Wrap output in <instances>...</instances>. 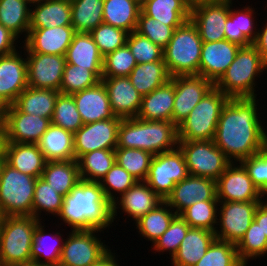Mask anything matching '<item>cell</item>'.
Returning a JSON list of instances; mask_svg holds the SVG:
<instances>
[{
    "label": "cell",
    "instance_id": "cell-1",
    "mask_svg": "<svg viewBox=\"0 0 267 266\" xmlns=\"http://www.w3.org/2000/svg\"><path fill=\"white\" fill-rule=\"evenodd\" d=\"M256 99L229 98L221 110L213 141L232 163L263 150V125Z\"/></svg>",
    "mask_w": 267,
    "mask_h": 266
},
{
    "label": "cell",
    "instance_id": "cell-2",
    "mask_svg": "<svg viewBox=\"0 0 267 266\" xmlns=\"http://www.w3.org/2000/svg\"><path fill=\"white\" fill-rule=\"evenodd\" d=\"M57 216L71 230L104 231L113 223L112 203L105 197L99 182L81 179L64 197Z\"/></svg>",
    "mask_w": 267,
    "mask_h": 266
},
{
    "label": "cell",
    "instance_id": "cell-3",
    "mask_svg": "<svg viewBox=\"0 0 267 266\" xmlns=\"http://www.w3.org/2000/svg\"><path fill=\"white\" fill-rule=\"evenodd\" d=\"M178 147V129L170 121L122 118L118 129L117 148H136L152 155Z\"/></svg>",
    "mask_w": 267,
    "mask_h": 266
},
{
    "label": "cell",
    "instance_id": "cell-4",
    "mask_svg": "<svg viewBox=\"0 0 267 266\" xmlns=\"http://www.w3.org/2000/svg\"><path fill=\"white\" fill-rule=\"evenodd\" d=\"M264 69L266 71L267 65L258 49L253 44L241 46L231 65L214 85L229 98L256 97L255 78L260 77Z\"/></svg>",
    "mask_w": 267,
    "mask_h": 266
},
{
    "label": "cell",
    "instance_id": "cell-5",
    "mask_svg": "<svg viewBox=\"0 0 267 266\" xmlns=\"http://www.w3.org/2000/svg\"><path fill=\"white\" fill-rule=\"evenodd\" d=\"M202 39L191 20L176 28L163 49V60L171 77L199 75Z\"/></svg>",
    "mask_w": 267,
    "mask_h": 266
},
{
    "label": "cell",
    "instance_id": "cell-6",
    "mask_svg": "<svg viewBox=\"0 0 267 266\" xmlns=\"http://www.w3.org/2000/svg\"><path fill=\"white\" fill-rule=\"evenodd\" d=\"M33 216H4L0 221V265L31 261L36 225Z\"/></svg>",
    "mask_w": 267,
    "mask_h": 266
},
{
    "label": "cell",
    "instance_id": "cell-7",
    "mask_svg": "<svg viewBox=\"0 0 267 266\" xmlns=\"http://www.w3.org/2000/svg\"><path fill=\"white\" fill-rule=\"evenodd\" d=\"M228 99L214 86L177 126L178 141L213 140L221 110Z\"/></svg>",
    "mask_w": 267,
    "mask_h": 266
},
{
    "label": "cell",
    "instance_id": "cell-8",
    "mask_svg": "<svg viewBox=\"0 0 267 266\" xmlns=\"http://www.w3.org/2000/svg\"><path fill=\"white\" fill-rule=\"evenodd\" d=\"M36 177L24 174L6 162L0 174V214L32 216Z\"/></svg>",
    "mask_w": 267,
    "mask_h": 266
},
{
    "label": "cell",
    "instance_id": "cell-9",
    "mask_svg": "<svg viewBox=\"0 0 267 266\" xmlns=\"http://www.w3.org/2000/svg\"><path fill=\"white\" fill-rule=\"evenodd\" d=\"M191 176L217 180L232 163L213 140L178 141Z\"/></svg>",
    "mask_w": 267,
    "mask_h": 266
},
{
    "label": "cell",
    "instance_id": "cell-10",
    "mask_svg": "<svg viewBox=\"0 0 267 266\" xmlns=\"http://www.w3.org/2000/svg\"><path fill=\"white\" fill-rule=\"evenodd\" d=\"M188 175L183 153L177 147L172 151L153 155L145 182L162 200H165L176 183Z\"/></svg>",
    "mask_w": 267,
    "mask_h": 266
},
{
    "label": "cell",
    "instance_id": "cell-11",
    "mask_svg": "<svg viewBox=\"0 0 267 266\" xmlns=\"http://www.w3.org/2000/svg\"><path fill=\"white\" fill-rule=\"evenodd\" d=\"M101 231L71 230L69 238L64 240L58 266H90L96 262L110 249L99 236L97 238L96 234Z\"/></svg>",
    "mask_w": 267,
    "mask_h": 266
},
{
    "label": "cell",
    "instance_id": "cell-12",
    "mask_svg": "<svg viewBox=\"0 0 267 266\" xmlns=\"http://www.w3.org/2000/svg\"><path fill=\"white\" fill-rule=\"evenodd\" d=\"M261 202H219L217 225L220 229H215L216 239L237 244L250 227Z\"/></svg>",
    "mask_w": 267,
    "mask_h": 266
},
{
    "label": "cell",
    "instance_id": "cell-13",
    "mask_svg": "<svg viewBox=\"0 0 267 266\" xmlns=\"http://www.w3.org/2000/svg\"><path fill=\"white\" fill-rule=\"evenodd\" d=\"M120 117L84 124L74 133V153L77 161L83 154L104 149L115 150L118 141Z\"/></svg>",
    "mask_w": 267,
    "mask_h": 266
},
{
    "label": "cell",
    "instance_id": "cell-14",
    "mask_svg": "<svg viewBox=\"0 0 267 266\" xmlns=\"http://www.w3.org/2000/svg\"><path fill=\"white\" fill-rule=\"evenodd\" d=\"M229 17V0H207L195 3L190 20L197 27L202 42L225 40V23Z\"/></svg>",
    "mask_w": 267,
    "mask_h": 266
},
{
    "label": "cell",
    "instance_id": "cell-15",
    "mask_svg": "<svg viewBox=\"0 0 267 266\" xmlns=\"http://www.w3.org/2000/svg\"><path fill=\"white\" fill-rule=\"evenodd\" d=\"M5 128L6 142L37 144L51 124L49 118L27 114L14 105L4 108L1 120Z\"/></svg>",
    "mask_w": 267,
    "mask_h": 266
},
{
    "label": "cell",
    "instance_id": "cell-16",
    "mask_svg": "<svg viewBox=\"0 0 267 266\" xmlns=\"http://www.w3.org/2000/svg\"><path fill=\"white\" fill-rule=\"evenodd\" d=\"M236 164L231 163L216 180L219 202L264 201V195L252 182L244 166Z\"/></svg>",
    "mask_w": 267,
    "mask_h": 266
},
{
    "label": "cell",
    "instance_id": "cell-17",
    "mask_svg": "<svg viewBox=\"0 0 267 266\" xmlns=\"http://www.w3.org/2000/svg\"><path fill=\"white\" fill-rule=\"evenodd\" d=\"M171 81L175 93L172 122L178 126L215 85L201 75L174 76Z\"/></svg>",
    "mask_w": 267,
    "mask_h": 266
},
{
    "label": "cell",
    "instance_id": "cell-18",
    "mask_svg": "<svg viewBox=\"0 0 267 266\" xmlns=\"http://www.w3.org/2000/svg\"><path fill=\"white\" fill-rule=\"evenodd\" d=\"M28 86L60 91L66 58L62 55L27 53Z\"/></svg>",
    "mask_w": 267,
    "mask_h": 266
},
{
    "label": "cell",
    "instance_id": "cell-19",
    "mask_svg": "<svg viewBox=\"0 0 267 266\" xmlns=\"http://www.w3.org/2000/svg\"><path fill=\"white\" fill-rule=\"evenodd\" d=\"M218 200L216 181L210 178L188 175L176 183L164 200L176 214L198 201Z\"/></svg>",
    "mask_w": 267,
    "mask_h": 266
},
{
    "label": "cell",
    "instance_id": "cell-20",
    "mask_svg": "<svg viewBox=\"0 0 267 266\" xmlns=\"http://www.w3.org/2000/svg\"><path fill=\"white\" fill-rule=\"evenodd\" d=\"M27 87L26 58L19 51L0 56V104L4 108L13 105Z\"/></svg>",
    "mask_w": 267,
    "mask_h": 266
},
{
    "label": "cell",
    "instance_id": "cell-21",
    "mask_svg": "<svg viewBox=\"0 0 267 266\" xmlns=\"http://www.w3.org/2000/svg\"><path fill=\"white\" fill-rule=\"evenodd\" d=\"M75 33L72 26L29 28L23 49L27 53L65 56Z\"/></svg>",
    "mask_w": 267,
    "mask_h": 266
},
{
    "label": "cell",
    "instance_id": "cell-22",
    "mask_svg": "<svg viewBox=\"0 0 267 266\" xmlns=\"http://www.w3.org/2000/svg\"><path fill=\"white\" fill-rule=\"evenodd\" d=\"M112 113L120 118H135L139 112L142 95L132 85L128 76L102 77Z\"/></svg>",
    "mask_w": 267,
    "mask_h": 266
},
{
    "label": "cell",
    "instance_id": "cell-23",
    "mask_svg": "<svg viewBox=\"0 0 267 266\" xmlns=\"http://www.w3.org/2000/svg\"><path fill=\"white\" fill-rule=\"evenodd\" d=\"M240 47L228 40L203 42L199 75L215 84L231 65Z\"/></svg>",
    "mask_w": 267,
    "mask_h": 266
},
{
    "label": "cell",
    "instance_id": "cell-24",
    "mask_svg": "<svg viewBox=\"0 0 267 266\" xmlns=\"http://www.w3.org/2000/svg\"><path fill=\"white\" fill-rule=\"evenodd\" d=\"M162 201L145 181H137L112 203V220L114 222L115 216L118 215L117 209L120 208L128 217H132L131 220L137 221L141 216L152 211Z\"/></svg>",
    "mask_w": 267,
    "mask_h": 266
},
{
    "label": "cell",
    "instance_id": "cell-25",
    "mask_svg": "<svg viewBox=\"0 0 267 266\" xmlns=\"http://www.w3.org/2000/svg\"><path fill=\"white\" fill-rule=\"evenodd\" d=\"M72 96L84 124L111 119L115 116L111 111L108 93L102 81Z\"/></svg>",
    "mask_w": 267,
    "mask_h": 266
},
{
    "label": "cell",
    "instance_id": "cell-26",
    "mask_svg": "<svg viewBox=\"0 0 267 266\" xmlns=\"http://www.w3.org/2000/svg\"><path fill=\"white\" fill-rule=\"evenodd\" d=\"M66 63L91 70L100 80L103 72V56L90 33L76 32L69 45Z\"/></svg>",
    "mask_w": 267,
    "mask_h": 266
},
{
    "label": "cell",
    "instance_id": "cell-27",
    "mask_svg": "<svg viewBox=\"0 0 267 266\" xmlns=\"http://www.w3.org/2000/svg\"><path fill=\"white\" fill-rule=\"evenodd\" d=\"M5 162L33 177H41L46 160L37 144L5 142Z\"/></svg>",
    "mask_w": 267,
    "mask_h": 266
},
{
    "label": "cell",
    "instance_id": "cell-28",
    "mask_svg": "<svg viewBox=\"0 0 267 266\" xmlns=\"http://www.w3.org/2000/svg\"><path fill=\"white\" fill-rule=\"evenodd\" d=\"M31 5L35 7L31 8L29 28L72 26L70 1L42 0Z\"/></svg>",
    "mask_w": 267,
    "mask_h": 266
},
{
    "label": "cell",
    "instance_id": "cell-29",
    "mask_svg": "<svg viewBox=\"0 0 267 266\" xmlns=\"http://www.w3.org/2000/svg\"><path fill=\"white\" fill-rule=\"evenodd\" d=\"M232 0H229V17L225 23V40L240 46H249L257 38V24L254 23L253 8L245 6L244 9H232ZM256 25V26H255Z\"/></svg>",
    "mask_w": 267,
    "mask_h": 266
},
{
    "label": "cell",
    "instance_id": "cell-30",
    "mask_svg": "<svg viewBox=\"0 0 267 266\" xmlns=\"http://www.w3.org/2000/svg\"><path fill=\"white\" fill-rule=\"evenodd\" d=\"M215 239L214 232L190 227L178 251L171 259V264L173 266L196 265Z\"/></svg>",
    "mask_w": 267,
    "mask_h": 266
},
{
    "label": "cell",
    "instance_id": "cell-31",
    "mask_svg": "<svg viewBox=\"0 0 267 266\" xmlns=\"http://www.w3.org/2000/svg\"><path fill=\"white\" fill-rule=\"evenodd\" d=\"M174 98V83L170 80L148 95L142 96L141 106L136 117L142 120L172 122Z\"/></svg>",
    "mask_w": 267,
    "mask_h": 266
},
{
    "label": "cell",
    "instance_id": "cell-32",
    "mask_svg": "<svg viewBox=\"0 0 267 266\" xmlns=\"http://www.w3.org/2000/svg\"><path fill=\"white\" fill-rule=\"evenodd\" d=\"M37 145L46 162L75 159L74 133L52 123Z\"/></svg>",
    "mask_w": 267,
    "mask_h": 266
},
{
    "label": "cell",
    "instance_id": "cell-33",
    "mask_svg": "<svg viewBox=\"0 0 267 266\" xmlns=\"http://www.w3.org/2000/svg\"><path fill=\"white\" fill-rule=\"evenodd\" d=\"M140 0H104L103 22L128 33L136 31Z\"/></svg>",
    "mask_w": 267,
    "mask_h": 266
},
{
    "label": "cell",
    "instance_id": "cell-34",
    "mask_svg": "<svg viewBox=\"0 0 267 266\" xmlns=\"http://www.w3.org/2000/svg\"><path fill=\"white\" fill-rule=\"evenodd\" d=\"M60 91L54 89H37L28 86L14 102V106L27 114L52 119L57 96Z\"/></svg>",
    "mask_w": 267,
    "mask_h": 266
},
{
    "label": "cell",
    "instance_id": "cell-35",
    "mask_svg": "<svg viewBox=\"0 0 267 266\" xmlns=\"http://www.w3.org/2000/svg\"><path fill=\"white\" fill-rule=\"evenodd\" d=\"M141 10L168 26H182L190 20L191 8L183 0H142Z\"/></svg>",
    "mask_w": 267,
    "mask_h": 266
},
{
    "label": "cell",
    "instance_id": "cell-36",
    "mask_svg": "<svg viewBox=\"0 0 267 266\" xmlns=\"http://www.w3.org/2000/svg\"><path fill=\"white\" fill-rule=\"evenodd\" d=\"M41 178L65 197L81 180L78 162L75 159L46 162Z\"/></svg>",
    "mask_w": 267,
    "mask_h": 266
},
{
    "label": "cell",
    "instance_id": "cell-37",
    "mask_svg": "<svg viewBox=\"0 0 267 266\" xmlns=\"http://www.w3.org/2000/svg\"><path fill=\"white\" fill-rule=\"evenodd\" d=\"M41 222L35 228L31 247V261L43 266H58L65 239L61 237L60 232H56L54 235L49 234V232L47 234Z\"/></svg>",
    "mask_w": 267,
    "mask_h": 266
},
{
    "label": "cell",
    "instance_id": "cell-38",
    "mask_svg": "<svg viewBox=\"0 0 267 266\" xmlns=\"http://www.w3.org/2000/svg\"><path fill=\"white\" fill-rule=\"evenodd\" d=\"M128 77L142 96L148 95L171 80L164 61L137 64Z\"/></svg>",
    "mask_w": 267,
    "mask_h": 266
},
{
    "label": "cell",
    "instance_id": "cell-39",
    "mask_svg": "<svg viewBox=\"0 0 267 266\" xmlns=\"http://www.w3.org/2000/svg\"><path fill=\"white\" fill-rule=\"evenodd\" d=\"M30 4L28 0H0V24L17 38L25 33L24 40L29 32Z\"/></svg>",
    "mask_w": 267,
    "mask_h": 266
},
{
    "label": "cell",
    "instance_id": "cell-40",
    "mask_svg": "<svg viewBox=\"0 0 267 266\" xmlns=\"http://www.w3.org/2000/svg\"><path fill=\"white\" fill-rule=\"evenodd\" d=\"M176 215L175 211L163 200L152 211L135 221V225L139 230L138 233L153 244L168 229Z\"/></svg>",
    "mask_w": 267,
    "mask_h": 266
},
{
    "label": "cell",
    "instance_id": "cell-41",
    "mask_svg": "<svg viewBox=\"0 0 267 266\" xmlns=\"http://www.w3.org/2000/svg\"><path fill=\"white\" fill-rule=\"evenodd\" d=\"M104 0H73L71 22L75 32L90 33L103 23Z\"/></svg>",
    "mask_w": 267,
    "mask_h": 266
},
{
    "label": "cell",
    "instance_id": "cell-42",
    "mask_svg": "<svg viewBox=\"0 0 267 266\" xmlns=\"http://www.w3.org/2000/svg\"><path fill=\"white\" fill-rule=\"evenodd\" d=\"M77 162L82 180L99 182L116 163L115 150L91 151L83 154Z\"/></svg>",
    "mask_w": 267,
    "mask_h": 266
},
{
    "label": "cell",
    "instance_id": "cell-43",
    "mask_svg": "<svg viewBox=\"0 0 267 266\" xmlns=\"http://www.w3.org/2000/svg\"><path fill=\"white\" fill-rule=\"evenodd\" d=\"M219 200L198 201L186 209L179 215L192 228L206 229L215 232L217 228V213Z\"/></svg>",
    "mask_w": 267,
    "mask_h": 266
},
{
    "label": "cell",
    "instance_id": "cell-44",
    "mask_svg": "<svg viewBox=\"0 0 267 266\" xmlns=\"http://www.w3.org/2000/svg\"><path fill=\"white\" fill-rule=\"evenodd\" d=\"M116 162L138 181H145L153 155L136 148H116Z\"/></svg>",
    "mask_w": 267,
    "mask_h": 266
},
{
    "label": "cell",
    "instance_id": "cell-45",
    "mask_svg": "<svg viewBox=\"0 0 267 266\" xmlns=\"http://www.w3.org/2000/svg\"><path fill=\"white\" fill-rule=\"evenodd\" d=\"M63 201V195L59 194L41 177L37 178L32 206V216L34 218L42 220L40 219L42 211L46 212V215L51 213L56 217L61 210Z\"/></svg>",
    "mask_w": 267,
    "mask_h": 266
},
{
    "label": "cell",
    "instance_id": "cell-46",
    "mask_svg": "<svg viewBox=\"0 0 267 266\" xmlns=\"http://www.w3.org/2000/svg\"><path fill=\"white\" fill-rule=\"evenodd\" d=\"M240 261L247 266L248 260L262 257L267 253V236L255 220L236 244Z\"/></svg>",
    "mask_w": 267,
    "mask_h": 266
},
{
    "label": "cell",
    "instance_id": "cell-47",
    "mask_svg": "<svg viewBox=\"0 0 267 266\" xmlns=\"http://www.w3.org/2000/svg\"><path fill=\"white\" fill-rule=\"evenodd\" d=\"M194 266H245L239 259L236 244L215 239Z\"/></svg>",
    "mask_w": 267,
    "mask_h": 266
},
{
    "label": "cell",
    "instance_id": "cell-48",
    "mask_svg": "<svg viewBox=\"0 0 267 266\" xmlns=\"http://www.w3.org/2000/svg\"><path fill=\"white\" fill-rule=\"evenodd\" d=\"M51 123L73 133L84 125L72 95L59 93Z\"/></svg>",
    "mask_w": 267,
    "mask_h": 266
},
{
    "label": "cell",
    "instance_id": "cell-49",
    "mask_svg": "<svg viewBox=\"0 0 267 266\" xmlns=\"http://www.w3.org/2000/svg\"><path fill=\"white\" fill-rule=\"evenodd\" d=\"M101 80L89 69L66 63L60 93L72 95L95 86Z\"/></svg>",
    "mask_w": 267,
    "mask_h": 266
},
{
    "label": "cell",
    "instance_id": "cell-50",
    "mask_svg": "<svg viewBox=\"0 0 267 266\" xmlns=\"http://www.w3.org/2000/svg\"><path fill=\"white\" fill-rule=\"evenodd\" d=\"M137 181L138 180L134 176L128 173L116 162L99 183L103 189L105 197L113 203L117 199L116 192L121 196Z\"/></svg>",
    "mask_w": 267,
    "mask_h": 266
},
{
    "label": "cell",
    "instance_id": "cell-51",
    "mask_svg": "<svg viewBox=\"0 0 267 266\" xmlns=\"http://www.w3.org/2000/svg\"><path fill=\"white\" fill-rule=\"evenodd\" d=\"M90 34L103 57L125 46L129 35L128 32L104 22L93 29Z\"/></svg>",
    "mask_w": 267,
    "mask_h": 266
},
{
    "label": "cell",
    "instance_id": "cell-52",
    "mask_svg": "<svg viewBox=\"0 0 267 266\" xmlns=\"http://www.w3.org/2000/svg\"><path fill=\"white\" fill-rule=\"evenodd\" d=\"M180 26H168L150 16L142 10L139 14L136 32L147 37L154 44L164 49L172 38L174 30Z\"/></svg>",
    "mask_w": 267,
    "mask_h": 266
},
{
    "label": "cell",
    "instance_id": "cell-53",
    "mask_svg": "<svg viewBox=\"0 0 267 266\" xmlns=\"http://www.w3.org/2000/svg\"><path fill=\"white\" fill-rule=\"evenodd\" d=\"M190 226L185 222V220L177 214L172 222L170 223L168 229L153 243V250L156 252L167 251L170 254L171 259L178 251V248L185 238Z\"/></svg>",
    "mask_w": 267,
    "mask_h": 266
},
{
    "label": "cell",
    "instance_id": "cell-54",
    "mask_svg": "<svg viewBox=\"0 0 267 266\" xmlns=\"http://www.w3.org/2000/svg\"><path fill=\"white\" fill-rule=\"evenodd\" d=\"M136 65L135 57L129 47L125 45L114 52L108 53L103 58L102 77L129 76Z\"/></svg>",
    "mask_w": 267,
    "mask_h": 266
},
{
    "label": "cell",
    "instance_id": "cell-55",
    "mask_svg": "<svg viewBox=\"0 0 267 266\" xmlns=\"http://www.w3.org/2000/svg\"><path fill=\"white\" fill-rule=\"evenodd\" d=\"M126 45L135 57L137 64L164 61L163 49L136 31L129 33Z\"/></svg>",
    "mask_w": 267,
    "mask_h": 266
},
{
    "label": "cell",
    "instance_id": "cell-56",
    "mask_svg": "<svg viewBox=\"0 0 267 266\" xmlns=\"http://www.w3.org/2000/svg\"><path fill=\"white\" fill-rule=\"evenodd\" d=\"M264 197L267 195V153L263 150L240 162Z\"/></svg>",
    "mask_w": 267,
    "mask_h": 266
},
{
    "label": "cell",
    "instance_id": "cell-57",
    "mask_svg": "<svg viewBox=\"0 0 267 266\" xmlns=\"http://www.w3.org/2000/svg\"><path fill=\"white\" fill-rule=\"evenodd\" d=\"M16 40L18 38L0 24V56L10 55L16 52Z\"/></svg>",
    "mask_w": 267,
    "mask_h": 266
},
{
    "label": "cell",
    "instance_id": "cell-58",
    "mask_svg": "<svg viewBox=\"0 0 267 266\" xmlns=\"http://www.w3.org/2000/svg\"><path fill=\"white\" fill-rule=\"evenodd\" d=\"M263 27L262 29L259 28L253 45L258 49L263 61L267 65V23Z\"/></svg>",
    "mask_w": 267,
    "mask_h": 266
},
{
    "label": "cell",
    "instance_id": "cell-59",
    "mask_svg": "<svg viewBox=\"0 0 267 266\" xmlns=\"http://www.w3.org/2000/svg\"><path fill=\"white\" fill-rule=\"evenodd\" d=\"M254 220L260 226L261 231L263 234L267 236V201H262L254 214Z\"/></svg>",
    "mask_w": 267,
    "mask_h": 266
},
{
    "label": "cell",
    "instance_id": "cell-60",
    "mask_svg": "<svg viewBox=\"0 0 267 266\" xmlns=\"http://www.w3.org/2000/svg\"><path fill=\"white\" fill-rule=\"evenodd\" d=\"M115 253H113L110 249L100 257L96 262L91 264L90 266H120L117 263V258H115Z\"/></svg>",
    "mask_w": 267,
    "mask_h": 266
},
{
    "label": "cell",
    "instance_id": "cell-61",
    "mask_svg": "<svg viewBox=\"0 0 267 266\" xmlns=\"http://www.w3.org/2000/svg\"><path fill=\"white\" fill-rule=\"evenodd\" d=\"M5 142V128L3 122L0 120V155L4 152Z\"/></svg>",
    "mask_w": 267,
    "mask_h": 266
},
{
    "label": "cell",
    "instance_id": "cell-62",
    "mask_svg": "<svg viewBox=\"0 0 267 266\" xmlns=\"http://www.w3.org/2000/svg\"><path fill=\"white\" fill-rule=\"evenodd\" d=\"M0 266H43V265H40L35 261H30V262H27V263L9 264V265H0Z\"/></svg>",
    "mask_w": 267,
    "mask_h": 266
},
{
    "label": "cell",
    "instance_id": "cell-63",
    "mask_svg": "<svg viewBox=\"0 0 267 266\" xmlns=\"http://www.w3.org/2000/svg\"><path fill=\"white\" fill-rule=\"evenodd\" d=\"M263 151L267 153V131L263 127Z\"/></svg>",
    "mask_w": 267,
    "mask_h": 266
},
{
    "label": "cell",
    "instance_id": "cell-64",
    "mask_svg": "<svg viewBox=\"0 0 267 266\" xmlns=\"http://www.w3.org/2000/svg\"><path fill=\"white\" fill-rule=\"evenodd\" d=\"M4 163H5V153L3 152L0 155V174H1L2 166H3Z\"/></svg>",
    "mask_w": 267,
    "mask_h": 266
},
{
    "label": "cell",
    "instance_id": "cell-65",
    "mask_svg": "<svg viewBox=\"0 0 267 266\" xmlns=\"http://www.w3.org/2000/svg\"><path fill=\"white\" fill-rule=\"evenodd\" d=\"M190 8L195 4L192 0H183Z\"/></svg>",
    "mask_w": 267,
    "mask_h": 266
},
{
    "label": "cell",
    "instance_id": "cell-66",
    "mask_svg": "<svg viewBox=\"0 0 267 266\" xmlns=\"http://www.w3.org/2000/svg\"><path fill=\"white\" fill-rule=\"evenodd\" d=\"M3 115H4V107L0 104V120H2Z\"/></svg>",
    "mask_w": 267,
    "mask_h": 266
},
{
    "label": "cell",
    "instance_id": "cell-67",
    "mask_svg": "<svg viewBox=\"0 0 267 266\" xmlns=\"http://www.w3.org/2000/svg\"><path fill=\"white\" fill-rule=\"evenodd\" d=\"M194 3L201 2V1H207V0H192Z\"/></svg>",
    "mask_w": 267,
    "mask_h": 266
},
{
    "label": "cell",
    "instance_id": "cell-68",
    "mask_svg": "<svg viewBox=\"0 0 267 266\" xmlns=\"http://www.w3.org/2000/svg\"><path fill=\"white\" fill-rule=\"evenodd\" d=\"M28 1H30L31 3H34V2L42 1V0H28Z\"/></svg>",
    "mask_w": 267,
    "mask_h": 266
}]
</instances>
